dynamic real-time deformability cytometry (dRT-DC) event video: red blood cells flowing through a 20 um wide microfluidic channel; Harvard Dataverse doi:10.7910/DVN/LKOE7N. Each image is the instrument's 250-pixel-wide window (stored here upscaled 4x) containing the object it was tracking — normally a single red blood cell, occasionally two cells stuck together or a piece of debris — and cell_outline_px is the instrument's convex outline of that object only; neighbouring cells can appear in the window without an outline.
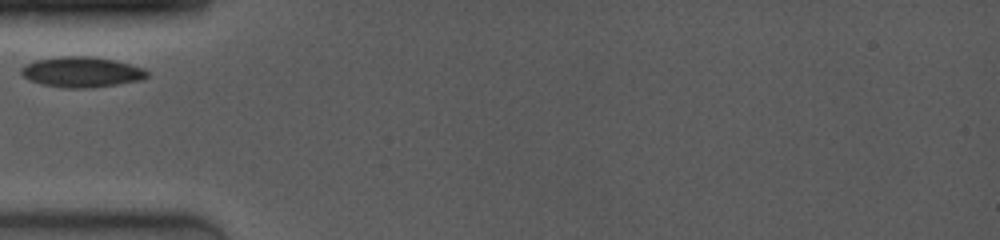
{"species": "common noctule bat (a hibernating species)", "species_latin": "Nyctalus noctula", "temperature_condition": "room temperature", "stored_images_in_passage": 1, "camera_frame_rate_fps": 4000, "um_per_image_px": 0.085, "animal": {"sex": "female", "body_mass_g": 19.0, "forearm_length_mm": 53.3}, "frame": {"image": 1, "passage_image": 1, "time_ms": 0.0, "image_size_px": [1000, 240], "cell_outline_px": [[148, 76], [136, 80], [112, 84], [76, 88], [68, 88], [44, 84], [32, 80], [24, 76], [20, 72], [20, 68], [36, 60], [64, 56], [84, 56], [112, 60], [128, 64], [140, 68], [148, 72]], "centroid_in_image_um": [6.88, 6.1], "position_along_channel_um": 78.1, "area_um2": 21.21}}